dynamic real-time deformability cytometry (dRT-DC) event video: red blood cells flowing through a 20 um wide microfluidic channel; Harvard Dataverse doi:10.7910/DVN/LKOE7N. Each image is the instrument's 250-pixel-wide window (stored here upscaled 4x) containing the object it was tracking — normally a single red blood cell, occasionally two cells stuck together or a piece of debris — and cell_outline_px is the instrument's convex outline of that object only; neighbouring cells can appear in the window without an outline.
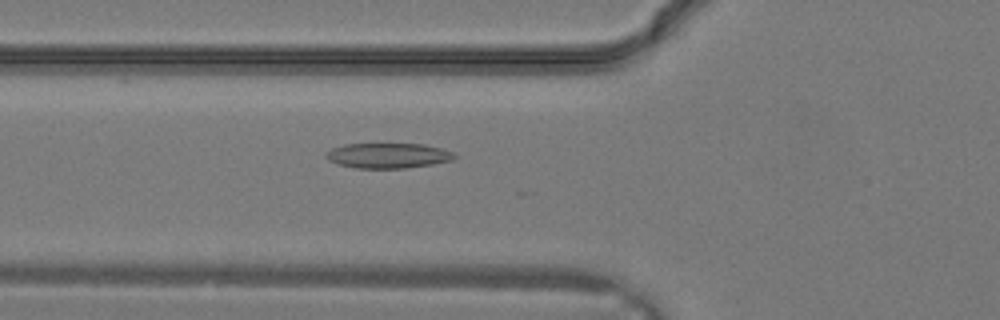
{"species": "common noctule bat (a hibernating species)", "species_latin": "Nyctalus noctula", "temperature_condition": "warm", "stored_images_in_passage": 11, "camera_frame_rate_fps": 3000, "um_per_image_px": 0.085, "animal": {"sex": "male", "body_mass_g": 19.2, "forearm_length_mm": 51.8}, "frame": {"image": 1, "passage_image": 3, "time_ms": 0.667, "image_size_px": [1000, 320], "cell_outline_px": [[456, 156], [452, 160], [432, 164], [404, 168], [356, 168], [340, 164], [328, 160], [324, 156], [332, 148], [344, 144], [424, 144], [440, 148], [452, 152]], "centroid_in_image_um": [32.97, 13.22], "position_along_channel_um": 92.8, "area_um2": 18.61}}
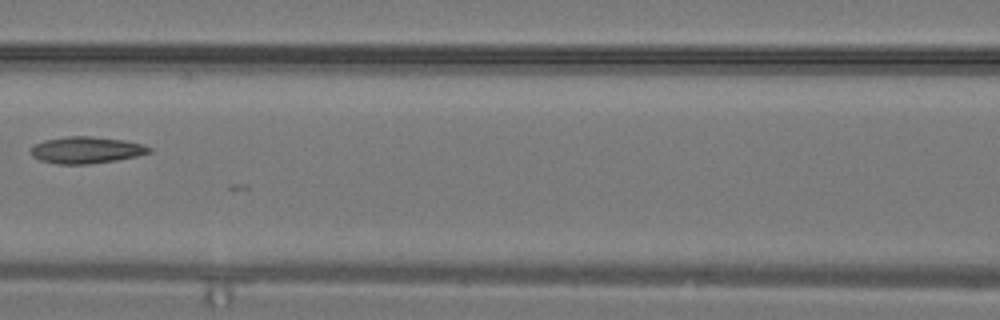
{"frame": {"image": 2, "passage_image": 6, "time_ms": 1.667, "image_size_px": [1000, 320], "cell_outline_px": [[152, 152], [136, 156], [116, 160], [88, 164], [56, 164], [40, 160], [32, 156], [32, 148], [36, 144], [44, 140], [68, 136], [92, 136], [124, 140], [144, 144], [152, 148]], "centroid_in_image_um": [7.37, 12.75], "position_along_channel_um": 159.2, "area_um2": 18.38}}
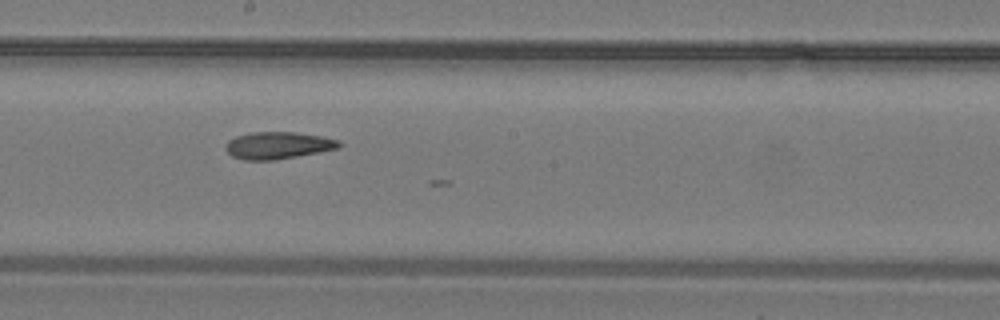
{"frame": {"image": 3, "passage_image": 9, "time_ms": 2.667, "image_size_px": [1000, 320], "cell_outline_px": [[344, 144], [340, 148], [296, 156], [272, 160], [244, 160], [232, 156], [224, 148], [224, 144], [228, 140], [236, 136], [252, 132], [296, 132], [320, 136], [340, 140]], "centroid_in_image_um": [23.63, 12.35], "position_along_channel_um": 224.6, "area_um2": 17.98}}